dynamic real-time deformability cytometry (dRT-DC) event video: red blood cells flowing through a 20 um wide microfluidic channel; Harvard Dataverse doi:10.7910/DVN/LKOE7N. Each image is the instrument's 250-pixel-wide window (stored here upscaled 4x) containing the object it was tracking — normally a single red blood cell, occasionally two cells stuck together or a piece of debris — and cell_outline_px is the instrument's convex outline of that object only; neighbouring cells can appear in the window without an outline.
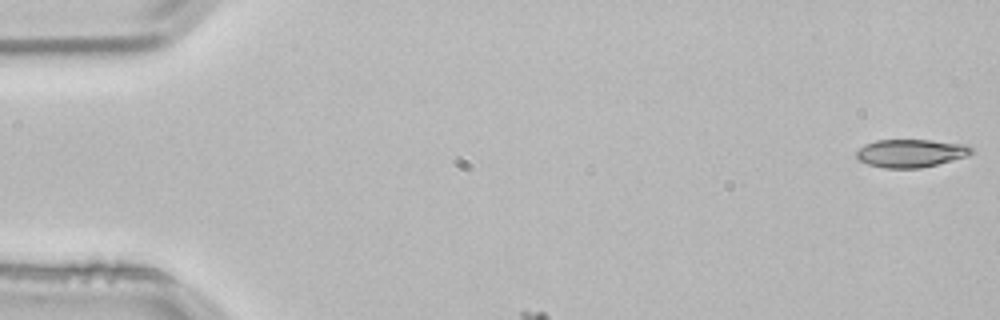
{"species": "common noctule bat (a hibernating species)", "species_latin": "Nyctalus noctula", "temperature_condition": "room temperature", "stored_images_in_passage": 2, "camera_frame_rate_fps": 3000, "um_per_image_px": 0.085, "animal": {"sex": "male", "body_mass_g": 21.5, "forearm_length_mm": 52.0}, "frame": {"image": 1, "passage_image": 1, "time_ms": 0.0, "image_size_px": [1000, 320], "cell_outline_px": [[972, 152], [968, 156], [920, 168], [884, 168], [868, 164], [860, 160], [856, 156], [856, 152], [864, 144], [876, 140], [932, 140], [968, 144], [972, 148]], "centroid_in_image_um": [77.43, 13.01], "position_along_channel_um": 7.6, "area_um2": 18.79}}